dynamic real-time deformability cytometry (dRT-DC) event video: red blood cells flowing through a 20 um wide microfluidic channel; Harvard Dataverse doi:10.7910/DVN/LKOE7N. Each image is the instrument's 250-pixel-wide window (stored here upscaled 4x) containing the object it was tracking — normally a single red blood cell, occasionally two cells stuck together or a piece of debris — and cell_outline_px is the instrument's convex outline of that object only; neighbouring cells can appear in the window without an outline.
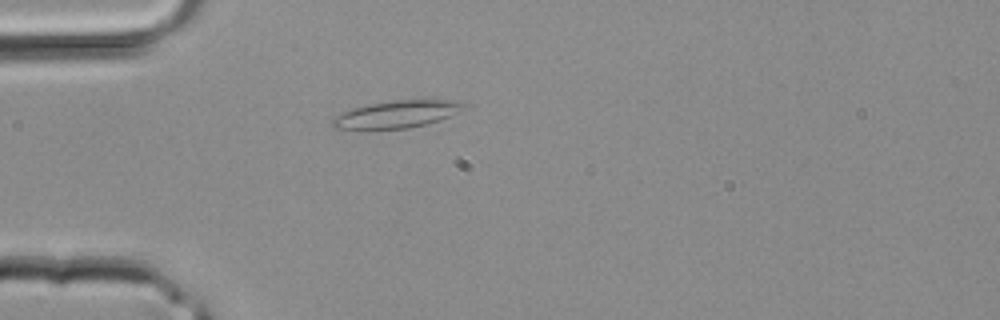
{"species": "common noctule bat (a hibernating species)", "species_latin": "Nyctalus noctula", "temperature_condition": "room temperature", "stored_images_in_passage": 2, "camera_frame_rate_fps": 3000, "um_per_image_px": 0.085, "animal": {"sex": "male", "body_mass_g": 20.4}, "frame": {"image": 1, "passage_image": 2, "time_ms": 0.333, "image_size_px": [1000, 320], "cell_outline_px": [[468, 104], [448, 116], [424, 124], [408, 128], [360, 132], [332, 128], [332, 120], [340, 112], [352, 108], [392, 100], [456, 100]], "centroid_in_image_um": [33.55, 9.76], "position_along_channel_um": 51.4, "area_um2": 21.27}}